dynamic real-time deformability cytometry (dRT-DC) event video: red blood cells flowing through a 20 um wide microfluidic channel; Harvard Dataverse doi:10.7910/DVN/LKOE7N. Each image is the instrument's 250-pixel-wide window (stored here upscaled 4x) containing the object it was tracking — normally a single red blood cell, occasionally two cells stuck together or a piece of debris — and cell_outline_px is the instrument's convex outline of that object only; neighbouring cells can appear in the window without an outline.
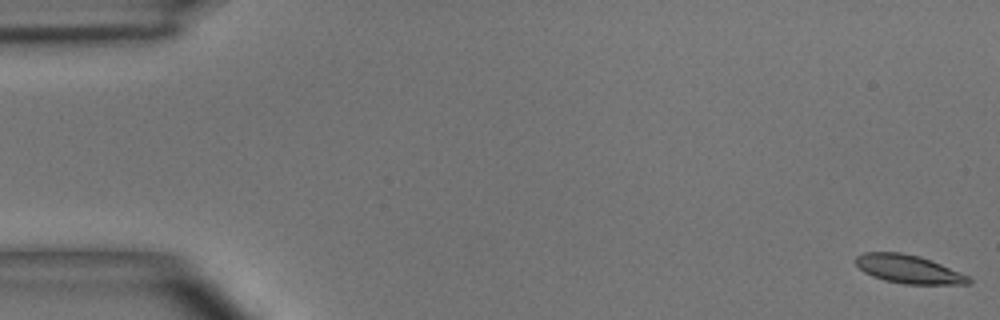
{"species": "common noctule bat (a hibernating species)", "species_latin": "Nyctalus noctula", "temperature_condition": "room temperature", "stored_images_in_passage": 5, "segment_of_instrument_passage": [1, 2], "camera_frame_rate_fps": 3000, "um_per_image_px": 0.085, "animal": {"sex": "male", "body_mass_g": 15.6}, "frame": {"image": 1, "passage_image": 1, "time_ms": 0.0, "image_size_px": [1000, 320], "cell_outline_px": [[972, 284], [904, 284], [884, 280], [872, 276], [864, 272], [856, 264], [856, 256], [864, 252], [900, 252], [920, 256], [960, 272], [968, 276], [972, 280]], "centroid_in_image_um": [77.22, 22.88], "position_along_channel_um": 7.8, "area_um2": 18.61}}
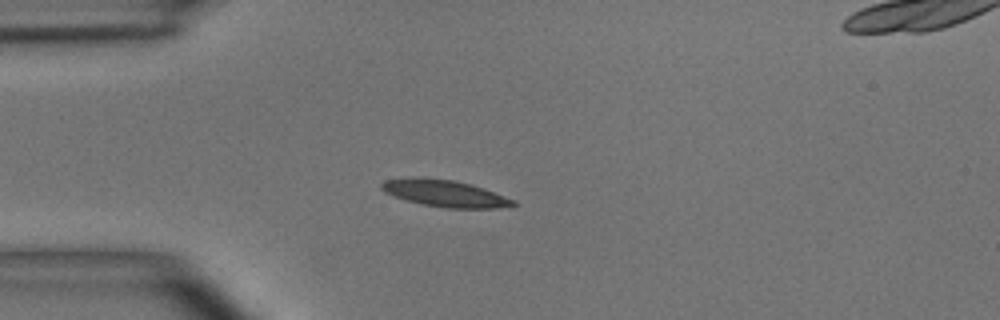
{"frame": {"image": 2, "passage_image": 4, "time_ms": 4.333, "image_size_px": [1000, 320], "cell_outline_px": [[516, 204], [496, 208], [448, 208], [420, 204], [384, 192], [380, 188], [380, 184], [384, 180], [452, 180], [472, 184], [484, 188], [516, 200]], "centroid_in_image_um": [37.91, 16.48], "position_along_channel_um": 47.1, "area_um2": 19.59}}